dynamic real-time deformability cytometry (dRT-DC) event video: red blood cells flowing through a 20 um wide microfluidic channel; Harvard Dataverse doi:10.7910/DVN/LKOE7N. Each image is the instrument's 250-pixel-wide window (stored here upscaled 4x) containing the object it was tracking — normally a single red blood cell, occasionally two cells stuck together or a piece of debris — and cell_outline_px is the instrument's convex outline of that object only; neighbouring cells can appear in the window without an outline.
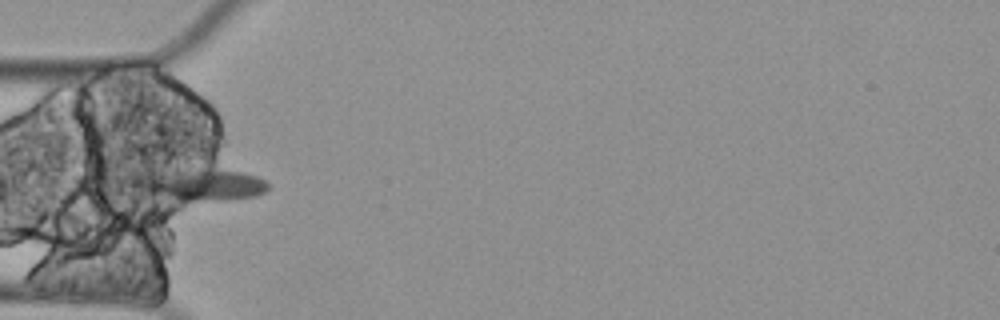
{"species": "Egyptian fruit bat (a non-hibernating species)", "species_latin": "Rousettus aegyptiacus", "temperature_condition": "cold", "stored_images_in_passage": 15, "camera_frame_rate_fps": 3000, "um_per_image_px": 0.085, "animal": {"sex": "female"}, "frame": {"image": 1, "passage_image": 5, "time_ms": 1.333, "image_size_px": [1000, 320], "cell_outline_px": [[268, 188], [264, 192], [256, 196], [224, 200], [180, 204], [128, 184], [128, 180], [140, 172], [208, 168], [244, 172], [256, 176], [264, 180], [268, 184]], "centroid_in_image_um": [16.95, 15.71], "position_along_channel_um": 68.0, "area_um2": 25.95}}
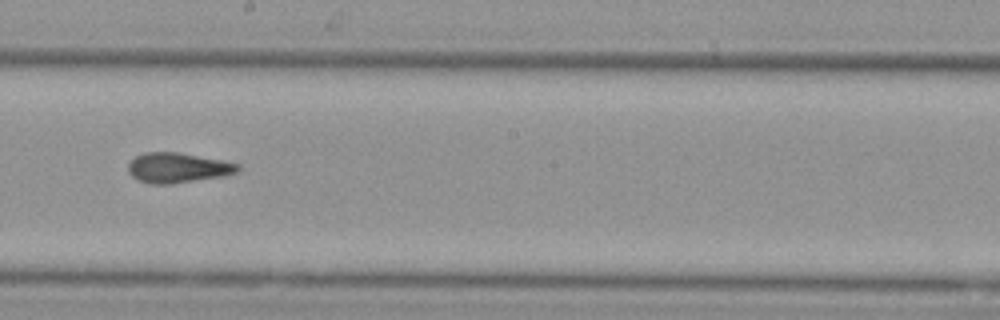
{"frame": {"image": 2, "passage_image": 9, "time_ms": 2.667, "image_size_px": [1000, 320], "cell_outline_px": [[240, 172], [224, 176], [172, 184], [152, 184], [140, 180], [132, 176], [128, 172], [128, 164], [136, 156], [144, 152], [180, 152], [240, 164]], "centroid_in_image_um": [15.13, 14.26], "position_along_channel_um": 233.1, "area_um2": 19.25}}
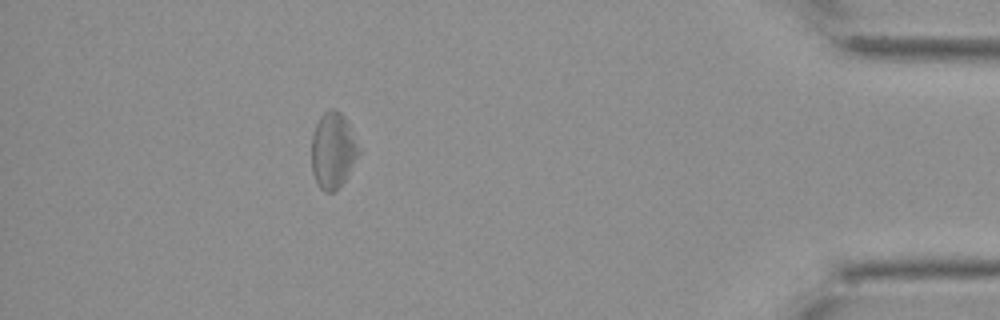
{"frame": {"image": 3, "passage_image": 14, "time_ms": 4.333, "image_size_px": [1000, 320], "cell_outline_px": [[360, 152], [344, 180], [332, 192], [324, 192], [320, 188], [312, 172], [312, 136], [316, 124], [320, 116], [324, 112], [332, 108], [336, 108], [344, 116], [348, 124]], "centroid_in_image_um": [28.27, 12.76], "position_along_channel_um": 406.9, "area_um2": 20.4}}